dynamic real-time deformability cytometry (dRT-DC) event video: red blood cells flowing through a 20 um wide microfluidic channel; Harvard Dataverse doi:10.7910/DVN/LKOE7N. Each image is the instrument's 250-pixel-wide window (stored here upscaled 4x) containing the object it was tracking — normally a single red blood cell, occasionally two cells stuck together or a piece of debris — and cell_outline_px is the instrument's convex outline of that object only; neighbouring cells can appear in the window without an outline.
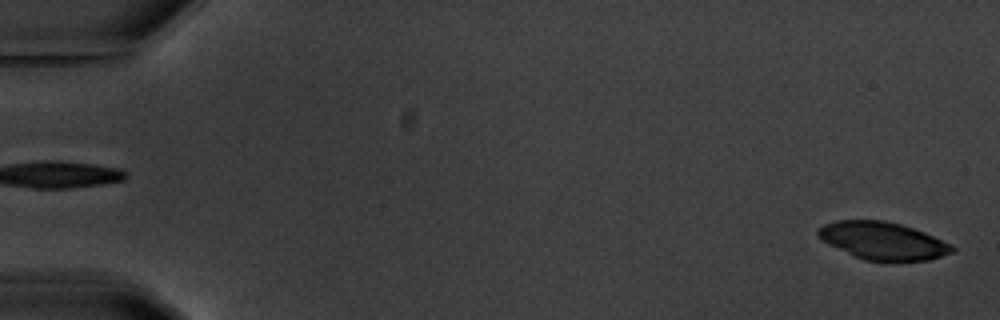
{"species": "common noctule bat (a hibernating species)", "species_latin": "Nyctalus noctula", "temperature_condition": "warm", "stored_images_in_passage": 5, "camera_frame_rate_fps": 3000, "um_per_image_px": 0.085, "animal": {"sex": "male", "body_mass_g": 20.1, "forearm_length_mm": 53.5}, "frame": {"image": 1, "passage_image": 5, "time_ms": 6.0, "image_size_px": [1000, 320], "cell_outline_px": [[956, 248], [952, 252], [928, 260], [864, 260], [828, 244], [816, 236], [816, 232], [824, 224], [836, 220], [884, 220], [900, 224], [924, 232]], "centroid_in_image_um": [74.98, 20.45], "position_along_channel_um": 10.0, "area_um2": 28.78}}